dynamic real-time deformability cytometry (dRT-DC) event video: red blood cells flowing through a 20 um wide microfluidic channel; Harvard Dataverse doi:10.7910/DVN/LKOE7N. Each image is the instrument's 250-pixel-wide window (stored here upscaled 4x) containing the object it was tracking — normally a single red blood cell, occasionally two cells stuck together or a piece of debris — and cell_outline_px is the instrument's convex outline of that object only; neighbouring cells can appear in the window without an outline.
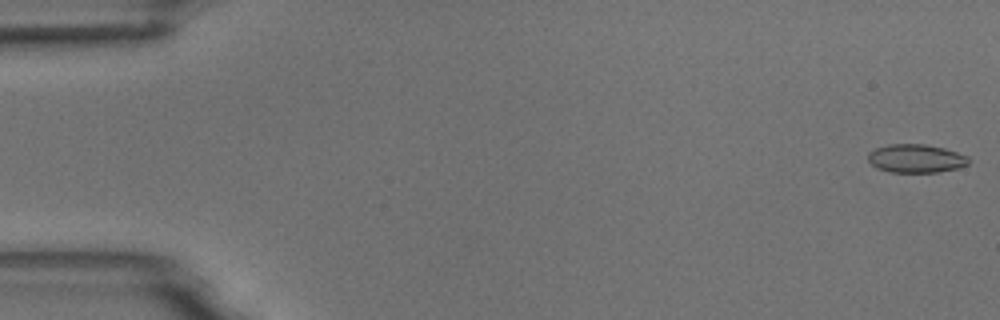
{"species": "common noctule bat (a hibernating species)", "species_latin": "Nyctalus noctula", "temperature_condition": "room temperature", "stored_images_in_passage": 6, "camera_frame_rate_fps": 3000, "um_per_image_px": 0.085, "animal": {"sex": "male", "body_mass_g": 18.8}, "frame": {"image": 1, "passage_image": 1, "time_ms": 0.0, "image_size_px": [1000, 320], "cell_outline_px": [[968, 164], [956, 168], [936, 172], [888, 172], [876, 168], [868, 160], [868, 152], [876, 148], [888, 144], [924, 144], [944, 148], [968, 156]], "centroid_in_image_um": [77.81, 13.47], "position_along_channel_um": 7.2, "area_um2": 16.59}}
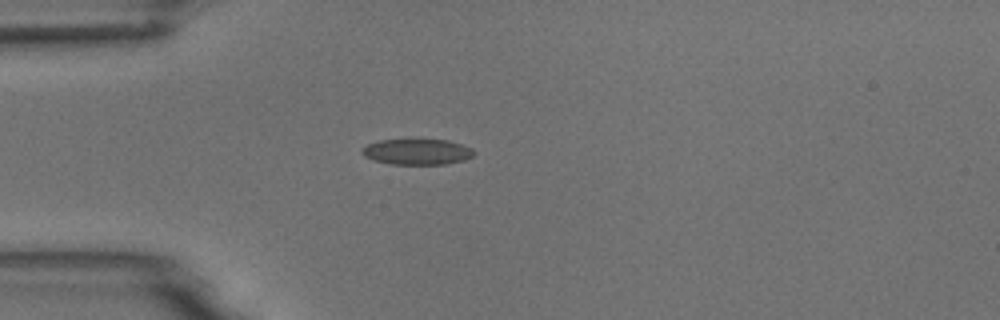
{"frame": {"image": 2, "passage_image": 5, "time_ms": 4.667, "image_size_px": [1000, 320], "cell_outline_px": [[476, 152], [472, 156], [464, 160], [444, 164], [392, 164], [372, 160], [364, 156], [360, 152], [368, 144], [380, 140], [448, 140], [472, 148]], "centroid_in_image_um": [35.45, 12.91], "position_along_channel_um": 49.5, "area_um2": 16.65}}